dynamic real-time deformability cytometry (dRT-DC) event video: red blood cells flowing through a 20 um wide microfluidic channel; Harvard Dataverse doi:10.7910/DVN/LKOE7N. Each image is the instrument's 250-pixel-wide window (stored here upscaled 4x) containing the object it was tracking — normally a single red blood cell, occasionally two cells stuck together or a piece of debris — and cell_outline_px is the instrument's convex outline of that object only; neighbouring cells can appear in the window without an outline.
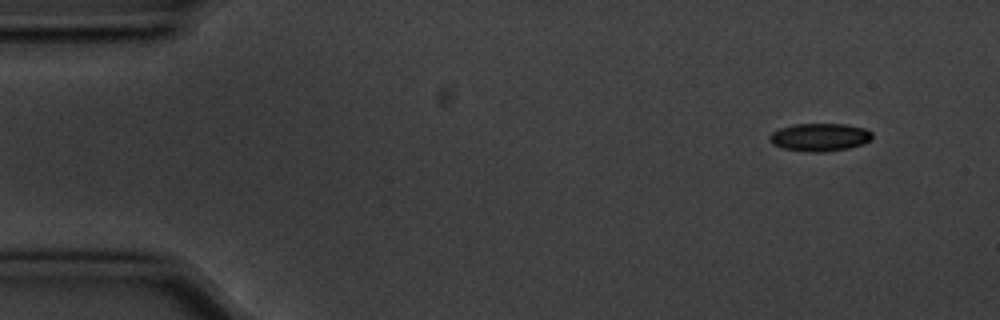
{"species": "common noctule bat (a hibernating species)", "species_latin": "Nyctalus noctula", "temperature_condition": "cold", "stored_images_in_passage": 4, "camera_frame_rate_fps": 3000, "um_per_image_px": 0.085, "animal": {"sex": "male", "body_mass_g": 20.1, "forearm_length_mm": 53.5}, "frame": {"image": 1, "passage_image": 1, "time_ms": 0.0, "image_size_px": [1000, 320], "cell_outline_px": [[872, 140], [864, 144], [848, 148], [824, 152], [808, 152], [784, 148], [772, 144], [768, 140], [768, 136], [772, 132], [780, 128], [796, 124], [848, 124], [864, 128], [872, 132]], "centroid_in_image_um": [69.69, 11.66], "position_along_channel_um": 15.3, "area_um2": 16.82}}
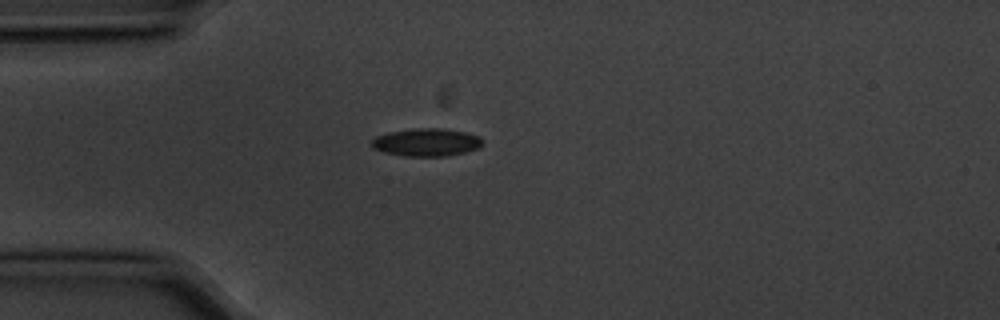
{"frame": {"image": 2, "passage_image": 4, "time_ms": 1.0, "image_size_px": [1000, 320], "cell_outline_px": [[484, 144], [476, 148], [464, 152], [444, 156], [404, 156], [384, 152], [372, 148], [372, 140], [376, 136], [388, 132], [416, 128], [440, 128], [464, 132], [480, 136], [484, 140]], "centroid_in_image_um": [36.25, 12.09], "position_along_channel_um": 48.8, "area_um2": 17.92}}